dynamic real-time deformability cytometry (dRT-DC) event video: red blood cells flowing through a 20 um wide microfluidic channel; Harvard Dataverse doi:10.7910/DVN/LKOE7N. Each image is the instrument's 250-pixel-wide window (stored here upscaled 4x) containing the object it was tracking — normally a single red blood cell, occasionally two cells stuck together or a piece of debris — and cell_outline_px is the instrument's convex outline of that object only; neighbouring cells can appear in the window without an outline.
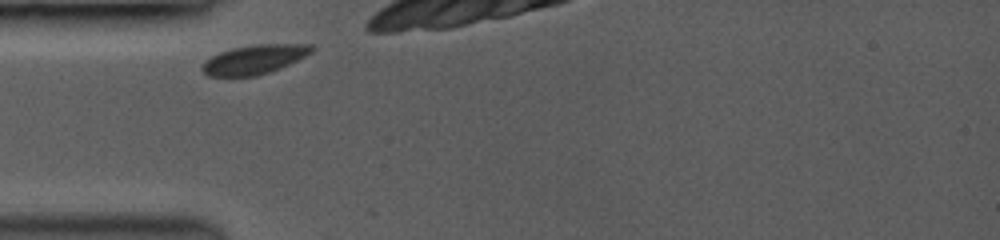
{"species": "common noctule bat (a hibernating species)", "species_latin": "Nyctalus noctula", "temperature_condition": "room temperature", "stored_images_in_passage": 5, "camera_frame_rate_fps": 3500, "um_per_image_px": 0.085, "animal": {"sex": "female", "body_mass_g": 19.0, "forearm_length_mm": 53.3}, "frame": {"image": 1, "passage_image": 1, "time_ms": 0.0, "image_size_px": [1000, 240], "cell_outline_px": [[316, 48], [312, 52], [288, 64], [268, 72], [256, 76], [208, 76], [200, 68], [204, 60], [220, 52], [232, 48], [256, 44], [312, 44]], "centroid_in_image_um": [21.59, 5.04], "position_along_channel_um": 63.4, "area_um2": 18.5}}
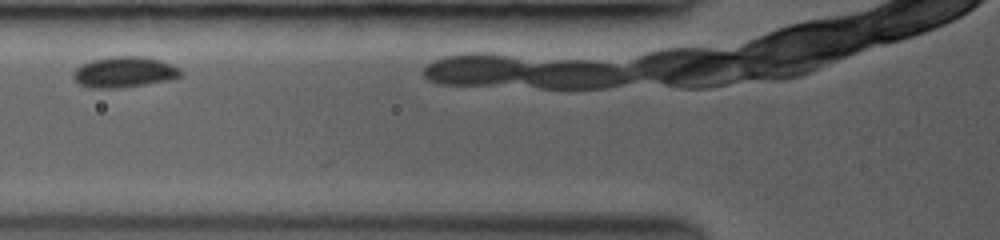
{"frame": {"image": 2, "passage_image": 3, "time_ms": 0.571, "image_size_px": [1000, 240], "cell_outline_px": [[184, 76], [168, 80], [144, 84], [116, 88], [92, 88], [80, 84], [72, 76], [76, 68], [80, 64], [92, 60], [108, 56], [144, 56], [160, 60], [180, 68]], "centroid_in_image_um": [10.57, 6.11], "position_along_channel_um": 115.2, "area_um2": 19.31}}